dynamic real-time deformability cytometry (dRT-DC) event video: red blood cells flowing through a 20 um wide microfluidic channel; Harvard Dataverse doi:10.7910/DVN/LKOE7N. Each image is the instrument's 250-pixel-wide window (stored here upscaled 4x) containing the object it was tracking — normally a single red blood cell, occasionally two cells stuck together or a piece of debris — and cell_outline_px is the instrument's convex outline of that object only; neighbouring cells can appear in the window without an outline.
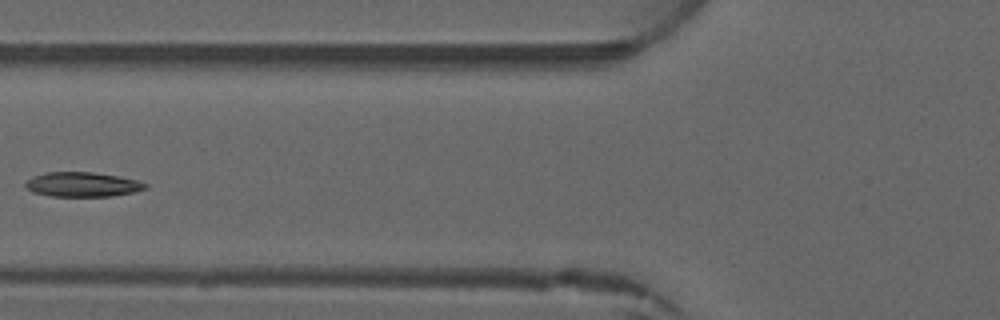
{"species": "common noctule bat (a hibernating species)", "species_latin": "Nyctalus noctula", "temperature_condition": "warm", "stored_images_in_passage": 4, "camera_frame_rate_fps": 3000, "um_per_image_px": 0.085, "animal": {"sex": "male", "forearm_length_mm": 52.5}, "frame": {"image": 1, "passage_image": 4, "time_ms": 4.0, "image_size_px": [1000, 320], "cell_outline_px": [[148, 188], [132, 192], [112, 196], [52, 196], [32, 192], [24, 184], [32, 176], [44, 172], [92, 172], [116, 176], [136, 180], [148, 184]], "centroid_in_image_um": [6.99, 15.67], "position_along_channel_um": 118.8, "area_um2": 17.05}}